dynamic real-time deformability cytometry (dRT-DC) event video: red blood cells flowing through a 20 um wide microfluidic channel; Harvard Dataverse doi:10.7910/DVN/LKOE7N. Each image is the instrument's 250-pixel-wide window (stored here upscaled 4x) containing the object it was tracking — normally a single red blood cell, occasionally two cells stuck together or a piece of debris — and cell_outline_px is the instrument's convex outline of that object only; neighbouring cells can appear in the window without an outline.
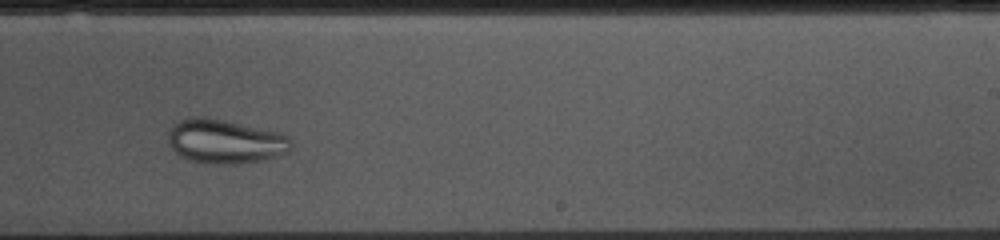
{"species": "common noctule bat (a hibernating species)", "species_latin": "Nyctalus noctula", "temperature_condition": "cold", "stored_images_in_passage": 38, "camera_frame_rate_fps": 3000, "um_per_image_px": 0.085, "animal": {"sex": "female", "body_mass_g": 10.0, "forearm_length_mm": 53.1}, "frame": {"image": 1, "passage_image": 27, "time_ms": 8.667, "image_size_px": [1000, 240], "cell_outline_px": [[292, 144], [288, 152], [264, 160], [236, 164], [208, 164], [192, 160], [180, 156], [168, 144], [168, 128], [172, 124], [180, 120], [192, 116], [204, 116], [224, 120], [280, 132], [288, 136], [292, 140]], "centroid_in_image_um": [19.12, 12.01], "position_along_channel_um": 269.9, "area_um2": 31.96}}